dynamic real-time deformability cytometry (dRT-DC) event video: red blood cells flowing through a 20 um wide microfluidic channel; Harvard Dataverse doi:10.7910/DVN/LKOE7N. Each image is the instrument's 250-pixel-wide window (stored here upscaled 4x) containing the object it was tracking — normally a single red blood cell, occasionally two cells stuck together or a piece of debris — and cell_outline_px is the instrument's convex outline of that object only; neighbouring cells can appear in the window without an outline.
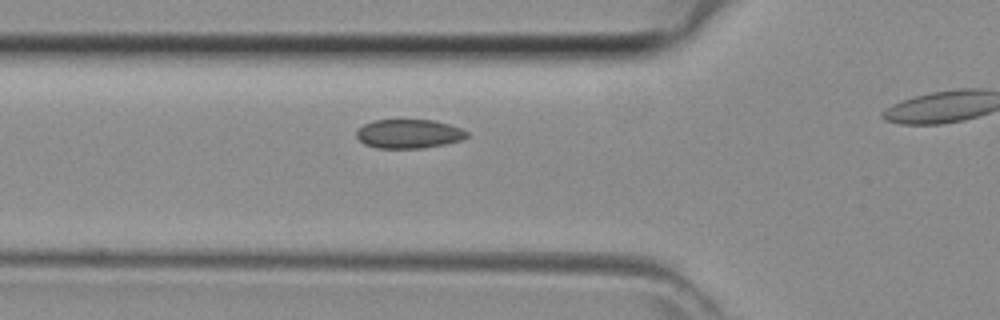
{"species": "common noctule bat (a hibernating species)", "species_latin": "Nyctalus noctula", "temperature_condition": "room temperature", "stored_images_in_passage": 14, "camera_frame_rate_fps": 3000, "um_per_image_px": 0.085, "animal": {"sex": "female", "body_mass_g": 29.2, "forearm_length_mm": 56.3}, "frame": {"image": 1, "passage_image": 10, "time_ms": 3.0, "image_size_px": [1000, 320], "cell_outline_px": [[468, 136], [460, 140], [444, 144], [424, 148], [376, 148], [364, 144], [356, 136], [356, 132], [364, 124], [372, 120], [432, 120], [448, 124], [460, 128], [468, 132]], "centroid_in_image_um": [34.73, 11.37], "position_along_channel_um": 91.1, "area_um2": 18.55}}
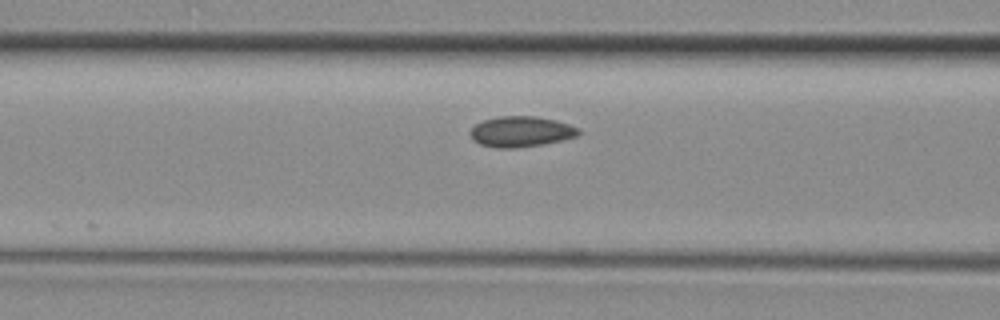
{"frame": {"image": 2, "passage_image": 12, "time_ms": 3.667, "image_size_px": [1000, 320], "cell_outline_px": [[580, 132], [576, 136], [560, 140], [540, 144], [512, 148], [496, 148], [480, 144], [472, 140], [468, 132], [476, 124], [484, 120], [496, 116], [536, 116], [556, 120], [580, 128]], "centroid_in_image_um": [44.24, 11.17], "position_along_channel_um": 122.4, "area_um2": 19.25}}